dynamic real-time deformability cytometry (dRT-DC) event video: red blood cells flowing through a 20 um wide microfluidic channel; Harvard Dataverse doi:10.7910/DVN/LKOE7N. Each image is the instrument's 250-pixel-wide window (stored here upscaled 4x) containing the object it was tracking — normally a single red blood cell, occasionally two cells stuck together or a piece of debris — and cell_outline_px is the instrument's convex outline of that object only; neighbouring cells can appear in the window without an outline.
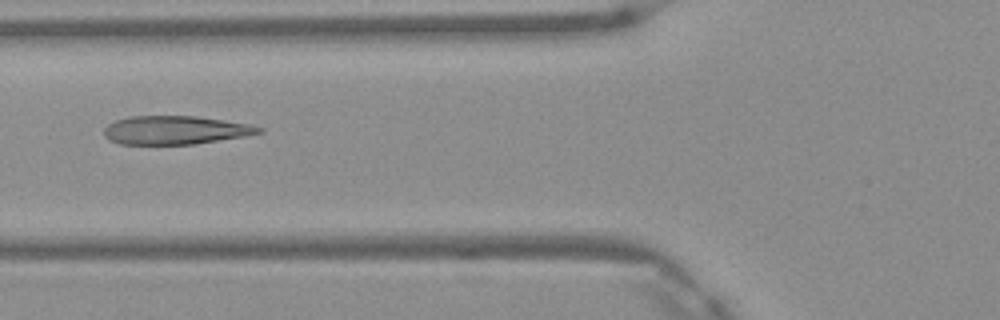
{"species": "Egyptian fruit bat (a non-hibernating species)", "species_latin": "Rousettus aegyptiacus", "temperature_condition": "warm", "stored_images_in_passage": 5, "camera_frame_rate_fps": 3000, "um_per_image_px": 0.085, "frame": {"image": 1, "passage_image": 5, "time_ms": 1.333, "image_size_px": [1000, 320], "cell_outline_px": [[264, 132], [244, 136], [192, 144], [120, 144], [108, 140], [104, 136], [104, 128], [108, 124], [116, 120], [132, 116], [196, 116], [224, 120], [248, 124], [264, 128]], "centroid_in_image_um": [14.88, 11.06], "position_along_channel_um": 110.9, "area_um2": 25.61}}